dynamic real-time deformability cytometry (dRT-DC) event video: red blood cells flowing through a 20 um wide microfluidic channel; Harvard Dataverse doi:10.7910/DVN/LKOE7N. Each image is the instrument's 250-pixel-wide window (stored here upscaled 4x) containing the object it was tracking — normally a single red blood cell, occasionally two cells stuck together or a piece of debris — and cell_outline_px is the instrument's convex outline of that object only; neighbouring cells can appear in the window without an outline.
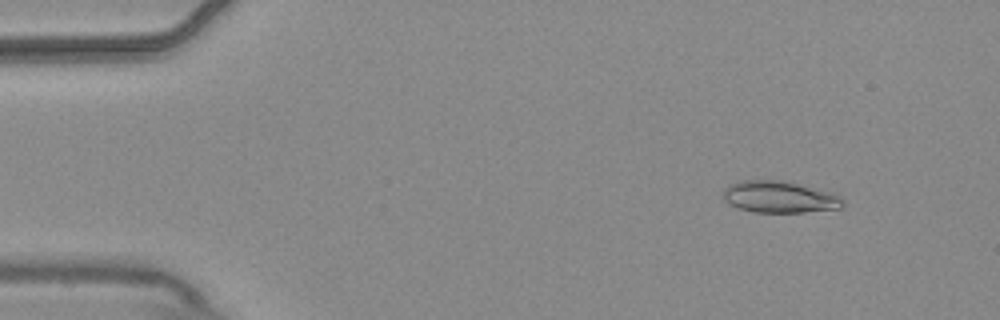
{"species": "common noctule bat (a hibernating species)", "species_latin": "Nyctalus noctula", "temperature_condition": "warm", "stored_images_in_passage": 55, "camera_frame_rate_fps": 3000, "um_per_image_px": 0.085, "animal": {"sex": "male", "body_mass_g": 20.4}, "frame": {"image": 1, "passage_image": 6, "time_ms": 1.667, "image_size_px": [1000, 320], "cell_outline_px": [[844, 204], [840, 208], [804, 212], [752, 212], [728, 204], [724, 200], [720, 192], [728, 184], [740, 180], [784, 180], [832, 192], [840, 196], [844, 200]], "centroid_in_image_um": [66.21, 16.73], "position_along_channel_um": 18.8, "area_um2": 22.48}}
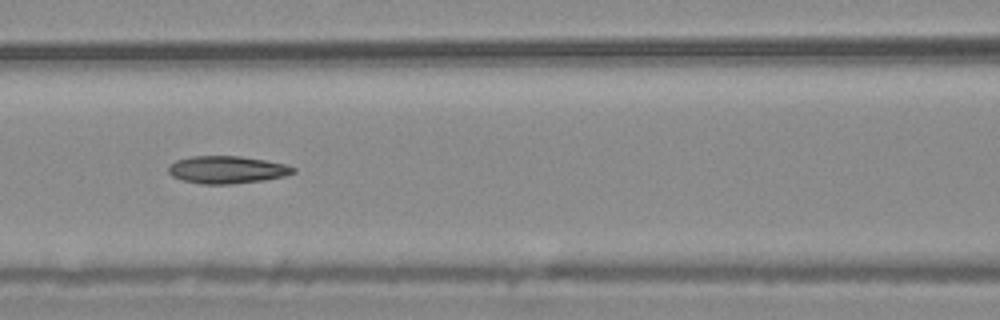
{"frame": {"image": 2, "passage_image": 24, "time_ms": 7.667, "image_size_px": [1000, 320], "cell_outline_px": [[296, 172], [284, 176], [264, 180], [232, 184], [200, 184], [184, 180], [172, 176], [168, 172], [168, 168], [176, 160], [192, 156], [240, 156], [264, 160], [284, 164], [296, 168]], "centroid_in_image_um": [19.3, 14.43], "position_along_channel_um": 147.3, "area_um2": 19.88}}
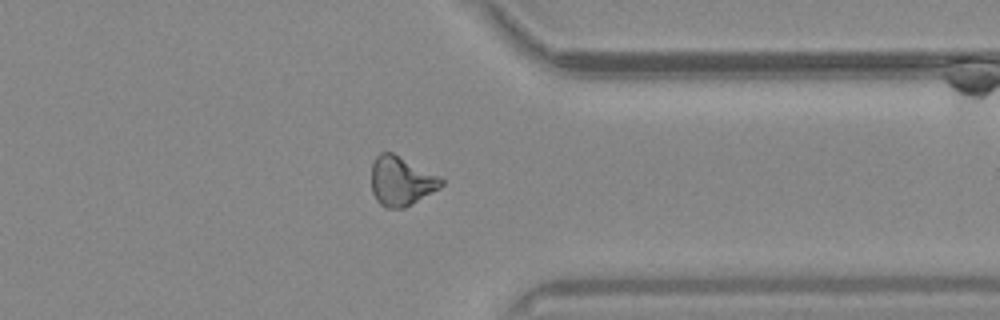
{"frame": {"image": 3, "passage_image": 43, "time_ms": 14.0, "image_size_px": [1000, 320], "cell_outline_px": [[444, 184], [440, 188], [404, 208], [384, 208], [376, 200], [372, 192], [372, 164], [376, 156], [380, 152], [392, 152], [440, 176], [444, 180]], "centroid_in_image_um": [34.1, 15.39], "position_along_channel_um": 377.3, "area_um2": 20.11}, "authors_computed_cell_mechanics": {"area_um2": 20.1144, "velocity_mm_per_s": 3.7029, "shape_relaxation_time_tau1_ms": null, "shape_relaxation_time_tau2_ms": 3.2858, "deformation_change_tau1": null, "deformation_change_tau2": 0.1058}}